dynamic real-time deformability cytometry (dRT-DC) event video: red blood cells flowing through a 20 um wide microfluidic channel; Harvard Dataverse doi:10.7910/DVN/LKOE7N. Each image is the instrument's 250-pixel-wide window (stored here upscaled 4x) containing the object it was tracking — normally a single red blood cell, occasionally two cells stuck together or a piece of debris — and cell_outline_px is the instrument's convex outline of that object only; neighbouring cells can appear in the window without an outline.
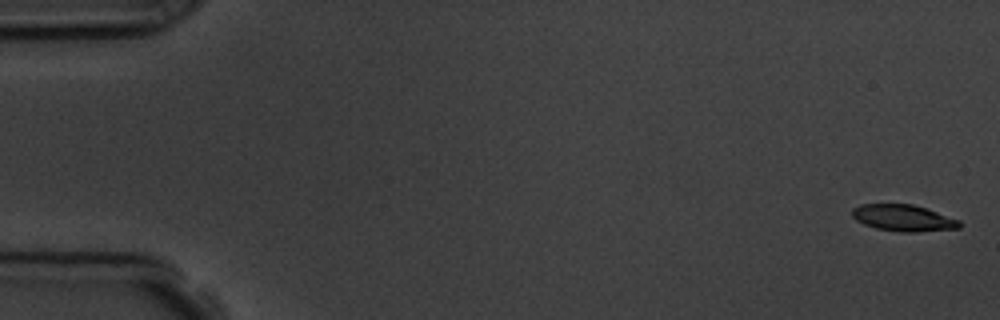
{"species": "common noctule bat (a hibernating species)", "species_latin": "Nyctalus noctula", "temperature_condition": "room temperature", "stored_images_in_passage": 5, "camera_frame_rate_fps": 3000, "um_per_image_px": 0.085, "animal": {"sex": "male", "body_mass_g": 19.5, "forearm_length_mm": 54.6}, "frame": {"image": 1, "passage_image": 1, "time_ms": 0.0, "image_size_px": [1000, 320], "cell_outline_px": [[960, 228], [916, 232], [900, 232], [876, 228], [864, 224], [856, 220], [852, 216], [852, 208], [860, 204], [912, 204], [960, 220]], "centroid_in_image_um": [76.75, 18.53], "position_along_channel_um": 8.2, "area_um2": 16.47}}
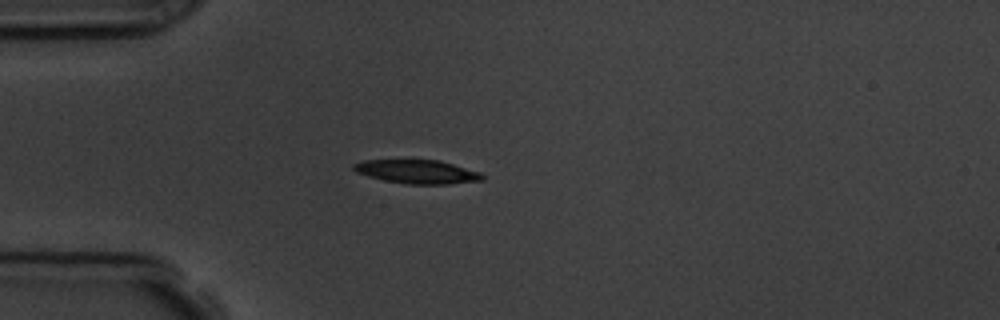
{"frame": {"image": 2, "passage_image": 5, "time_ms": 4.667, "image_size_px": [1000, 320], "cell_outline_px": [[484, 180], [448, 184], [404, 184], [384, 180], [368, 176], [356, 172], [352, 168], [352, 164], [364, 160], [440, 160], [480, 172], [484, 176]], "centroid_in_image_um": [35.46, 14.6], "position_along_channel_um": 49.5, "area_um2": 17.8}}